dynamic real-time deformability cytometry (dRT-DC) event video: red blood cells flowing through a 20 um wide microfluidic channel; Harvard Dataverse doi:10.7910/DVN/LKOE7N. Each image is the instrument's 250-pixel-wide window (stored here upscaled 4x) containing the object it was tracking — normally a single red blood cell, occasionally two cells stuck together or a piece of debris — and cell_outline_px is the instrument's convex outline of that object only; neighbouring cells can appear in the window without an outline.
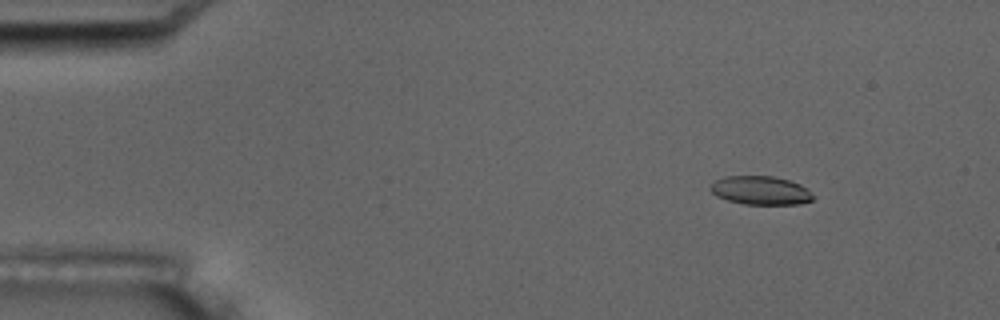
{"species": "common noctule bat (a hibernating species)", "species_latin": "Nyctalus noctula", "temperature_condition": "room temperature", "stored_images_in_passage": 4, "camera_frame_rate_fps": 3000, "um_per_image_px": 0.085, "animal": {"sex": "male", "body_mass_g": 17.5, "forearm_length_mm": 52.3}, "frame": {"image": 1, "passage_image": 2, "time_ms": 1.0, "image_size_px": [1000, 320], "cell_outline_px": [[816, 196], [812, 200], [800, 204], [744, 204], [728, 200], [716, 196], [708, 188], [716, 180], [724, 176], [772, 176], [788, 180], [800, 184], [808, 188]], "centroid_in_image_um": [64.68, 16.18], "position_along_channel_um": 20.3, "area_um2": 17.22}}